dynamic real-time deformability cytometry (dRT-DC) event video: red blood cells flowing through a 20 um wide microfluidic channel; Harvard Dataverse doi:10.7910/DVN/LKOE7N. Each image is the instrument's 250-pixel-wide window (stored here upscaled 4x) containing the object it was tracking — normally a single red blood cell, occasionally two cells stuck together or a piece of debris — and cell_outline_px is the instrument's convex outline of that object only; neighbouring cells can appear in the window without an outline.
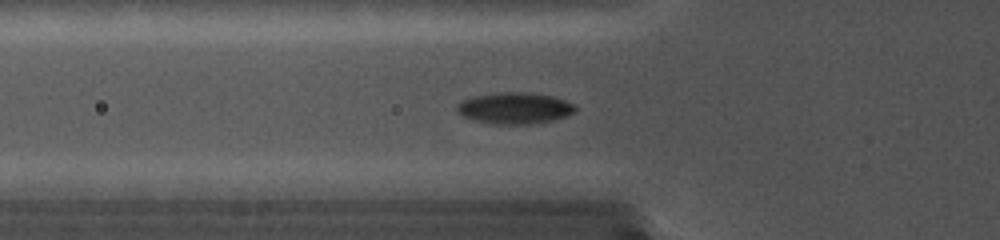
{"species": "common noctule bat (a hibernating species)", "species_latin": "Nyctalus noctula", "temperature_condition": "cold", "stored_images_in_passage": 29, "camera_frame_rate_fps": 5000, "um_per_image_px": 0.085, "animal": {"sex": "female", "body_mass_g": 19.0, "forearm_length_mm": 56.7}, "frame": {"image": 1, "passage_image": 8, "time_ms": 1.4, "image_size_px": [1000, 240], "cell_outline_px": [[576, 108], [572, 112], [564, 116], [552, 120], [528, 124], [492, 124], [472, 120], [456, 112], [456, 104], [464, 100], [476, 96], [504, 92], [524, 92], [552, 96], [576, 104]], "centroid_in_image_um": [43.72, 9.2], "position_along_channel_um": 82.1, "area_um2": 21.39}}
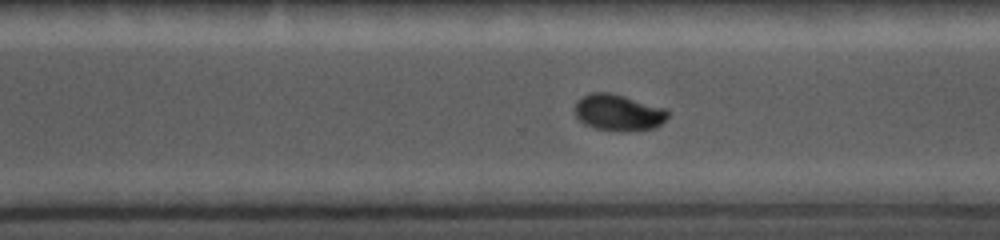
{"frame": {"image": 2, "passage_image": 22, "time_ms": 4.2, "image_size_px": [1000, 240], "cell_outline_px": [[668, 116], [656, 128], [628, 132], [620, 132], [596, 128], [584, 124], [576, 116], [576, 100], [592, 92], [612, 92], [668, 108]], "centroid_in_image_um": [52.6, 9.57], "position_along_channel_um": 318.0, "area_um2": 20.06}}
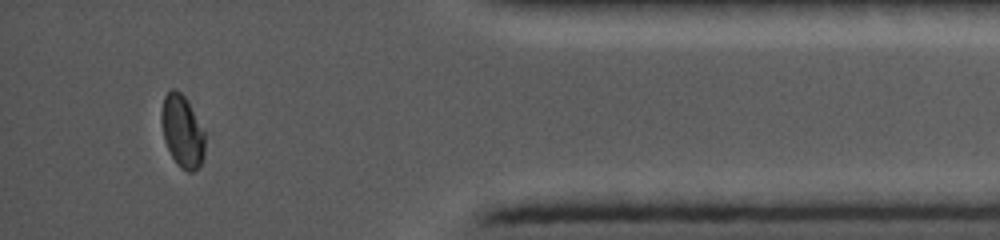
{"frame": {"image": 3, "passage_image": 29, "time_ms": 5.6, "image_size_px": [1000, 240], "cell_outline_px": [[204, 156], [200, 164], [192, 172], [188, 172], [180, 168], [176, 164], [164, 140], [160, 120], [160, 112], [164, 96], [172, 88], [176, 88], [184, 96], [204, 132]], "centroid_in_image_um": [15.46, 11.16], "position_along_channel_um": 419.7, "area_um2": 18.21}}